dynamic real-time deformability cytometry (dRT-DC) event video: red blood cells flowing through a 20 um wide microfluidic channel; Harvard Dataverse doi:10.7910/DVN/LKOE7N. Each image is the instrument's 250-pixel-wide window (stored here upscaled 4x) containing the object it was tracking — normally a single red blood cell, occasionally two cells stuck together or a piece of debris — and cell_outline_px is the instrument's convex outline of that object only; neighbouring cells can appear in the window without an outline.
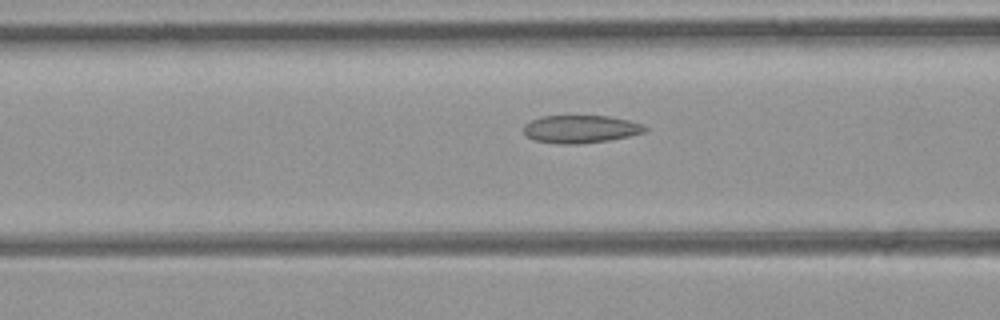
{"species": "common noctule bat (a hibernating species)", "species_latin": "Nyctalus noctula", "temperature_condition": "room temperature", "stored_images_in_passage": 10, "camera_frame_rate_fps": 3000, "um_per_image_px": 0.085, "animal": {"sex": "female", "body_mass_g": 21.9}, "frame": {"image": 1, "passage_image": 6, "time_ms": 1.667, "image_size_px": [1000, 320], "cell_outline_px": [[648, 128], [644, 132], [628, 136], [608, 140], [576, 144], [560, 144], [536, 140], [528, 136], [524, 132], [524, 124], [540, 116], [608, 116], [628, 120], [640, 124]], "centroid_in_image_um": [49.33, 10.96], "position_along_channel_um": 117.3, "area_um2": 19.36}}
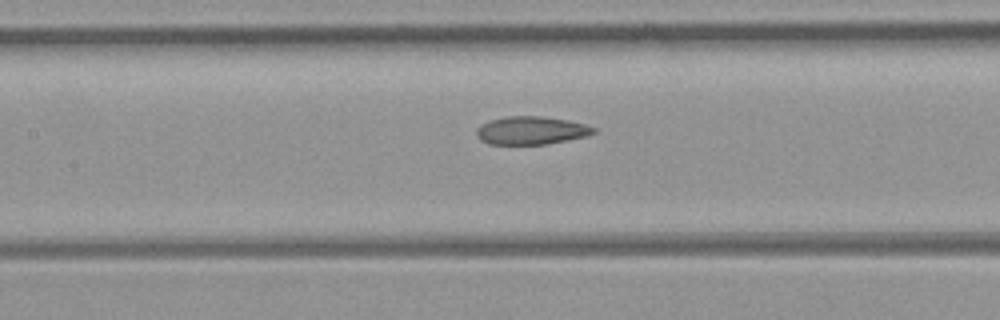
{"frame": {"image": 2, "passage_image": 9, "time_ms": 2.667, "image_size_px": [1000, 320], "cell_outline_px": [[596, 132], [588, 136], [548, 144], [488, 144], [480, 140], [476, 132], [476, 128], [480, 124], [492, 120], [508, 116], [540, 116], [568, 120], [584, 124], [596, 128]], "centroid_in_image_um": [45.16, 11.09], "position_along_channel_um": 162.2, "area_um2": 19.19}}